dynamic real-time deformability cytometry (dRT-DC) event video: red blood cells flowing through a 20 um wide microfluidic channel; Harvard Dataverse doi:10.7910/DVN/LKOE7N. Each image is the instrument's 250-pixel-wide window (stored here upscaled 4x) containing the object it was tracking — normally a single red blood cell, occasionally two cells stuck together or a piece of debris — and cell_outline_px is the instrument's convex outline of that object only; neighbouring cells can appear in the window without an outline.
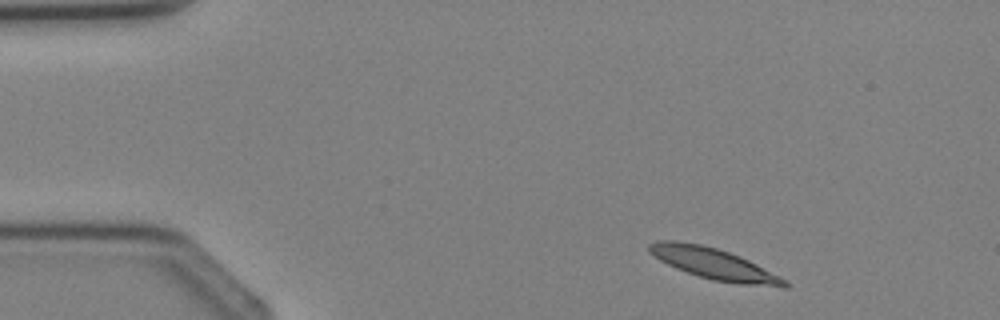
{"species": "Egyptian fruit bat (a non-hibernating species)", "species_latin": "Rousettus aegyptiacus", "temperature_condition": "cold", "stored_images_in_passage": 3, "camera_frame_rate_fps": 3000, "um_per_image_px": 0.085, "animal": {"sex": "female"}, "frame": {"image": 1, "passage_image": 1, "time_ms": 0.0, "image_size_px": [1000, 320], "cell_outline_px": [[788, 288], [784, 288], [740, 284], [712, 280], [676, 268], [660, 260], [648, 252], [648, 244], [656, 240], [676, 240], [700, 244], [716, 248], [740, 256], [788, 280]], "centroid_in_image_um": [60.7, 22.43], "position_along_channel_um": 24.3, "area_um2": 24.57}}
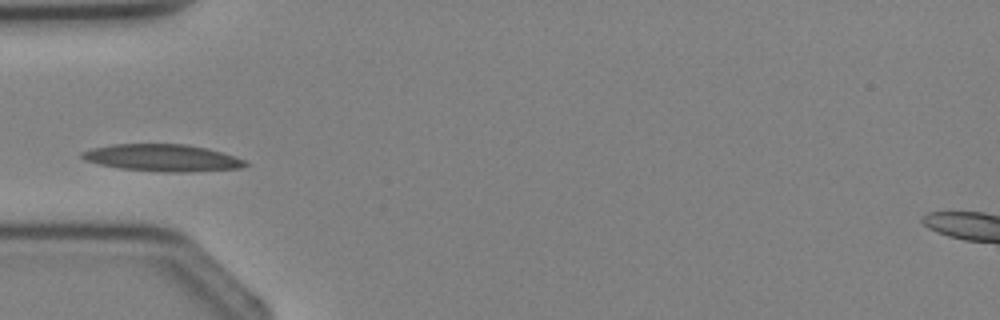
{"frame": {"image": 2, "passage_image": 3, "time_ms": 2.333, "image_size_px": [1000, 320], "cell_outline_px": [[248, 164], [240, 168], [188, 172], [164, 172], [120, 168], [100, 164], [84, 160], [80, 156], [80, 152], [92, 148], [112, 144], [188, 144], [220, 152], [244, 160]], "centroid_in_image_um": [13.75, 13.41], "position_along_channel_um": 71.3, "area_um2": 25.49}}